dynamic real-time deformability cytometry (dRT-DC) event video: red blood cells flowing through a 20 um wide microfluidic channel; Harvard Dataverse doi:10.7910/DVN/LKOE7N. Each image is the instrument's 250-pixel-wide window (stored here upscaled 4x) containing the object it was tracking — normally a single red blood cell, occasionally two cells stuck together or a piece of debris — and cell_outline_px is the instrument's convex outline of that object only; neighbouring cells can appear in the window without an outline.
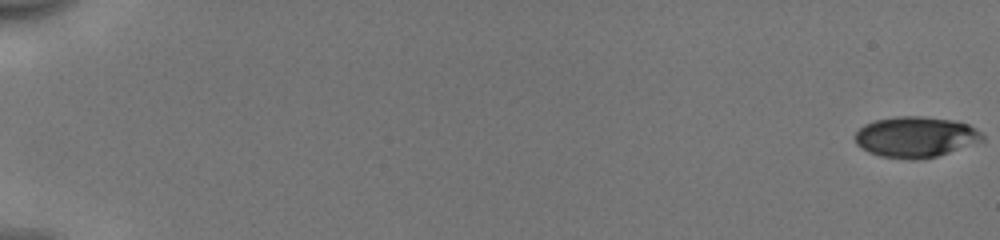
{"species": "human", "species_latin": "Homo sapiens", "temperature_condition": "cold", "stored_images_in_passage": 54, "camera_frame_rate_fps": 3000, "um_per_image_px": 0.085, "donor": {"sex": "male"}, "frame": {"image": 1, "passage_image": 1, "time_ms": 0.0, "image_size_px": [1000, 240], "cell_outline_px": [[984, 140], [936, 156], [880, 156], [868, 152], [856, 144], [856, 132], [864, 124], [876, 120], [900, 116], [924, 116], [952, 120], [968, 124], [976, 128], [984, 136]], "centroid_in_image_um": [77.83, 11.59], "position_along_channel_um": 7.2, "area_um2": 29.19}}
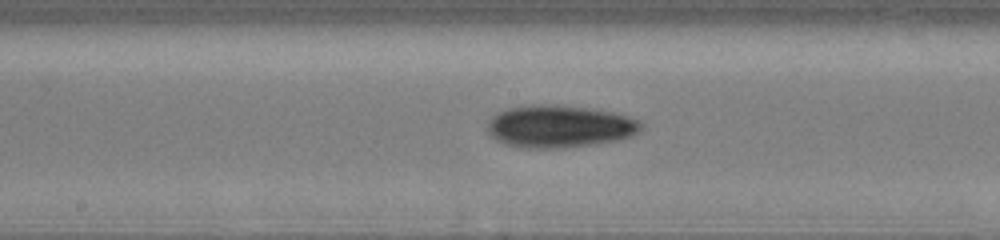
{"frame": {"image": 2, "passage_image": 31, "time_ms": 10.0, "image_size_px": [1000, 240], "cell_outline_px": [[644, 128], [640, 132], [632, 136], [620, 140], [564, 148], [520, 148], [504, 144], [496, 140], [488, 132], [488, 120], [496, 112], [508, 108], [532, 104], [556, 104], [592, 108], [612, 112], [628, 116], [640, 120], [644, 124]], "centroid_in_image_um": [47.58, 10.74], "position_along_channel_um": 200.6, "area_um2": 38.67}}
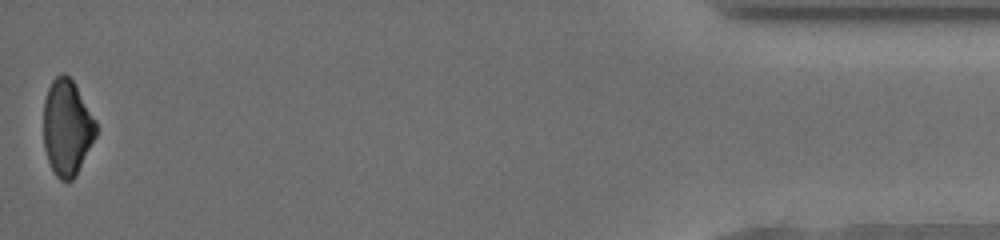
{"frame": {"image": 3, "passage_image": 54, "time_ms": 17.667, "image_size_px": [1000, 240], "cell_outline_px": [[96, 136], [76, 176], [68, 184], [60, 180], [56, 176], [48, 160], [44, 148], [44, 100], [48, 88], [52, 80], [60, 72], [64, 72], [72, 80], [96, 120]], "centroid_in_image_um": [5.69, 10.87], "position_along_channel_um": 429.5, "area_um2": 29.42}, "authors_computed_cell_mechanics": {"area_um2": 32.8593, "velocity_mm_per_s": 3.9905, "shape_relaxation_time_tau1_ms": 2.4185, "shape_relaxation_time_tau2_ms": null, "deformation_change_tau1": 0.096, "deformation_change_tau2": null}}